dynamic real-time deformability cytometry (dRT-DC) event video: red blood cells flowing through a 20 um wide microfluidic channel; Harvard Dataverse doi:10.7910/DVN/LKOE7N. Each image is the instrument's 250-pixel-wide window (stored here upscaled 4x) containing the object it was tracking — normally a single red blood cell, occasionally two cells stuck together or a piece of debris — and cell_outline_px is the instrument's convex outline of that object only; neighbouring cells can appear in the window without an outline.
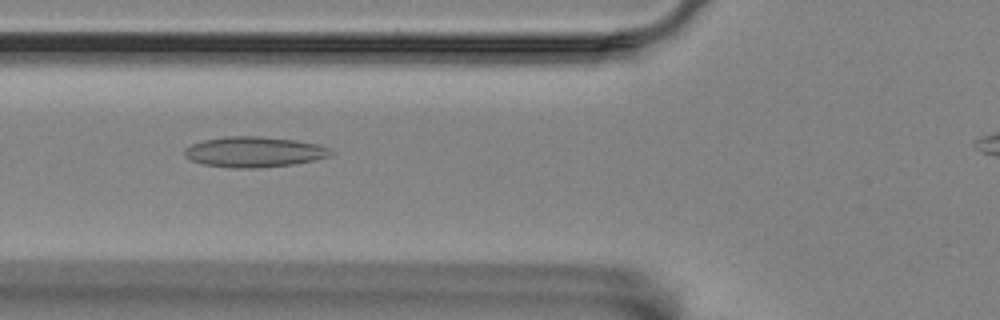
{"species": "Egyptian fruit bat (a non-hibernating species)", "species_latin": "Rousettus aegyptiacus", "temperature_condition": "room temperature", "stored_images_in_passage": 43, "camera_frame_rate_fps": 3000, "um_per_image_px": 0.085, "animal": {"sex": "female"}, "frame": {"image": 1, "passage_image": 12, "time_ms": 3.667, "image_size_px": [1000, 320], "cell_outline_px": [[332, 152], [328, 156], [312, 160], [292, 164], [252, 168], [236, 168], [204, 164], [192, 160], [184, 156], [184, 148], [192, 144], [204, 140], [224, 136], [260, 136], [296, 140], [316, 144], [328, 148]], "centroid_in_image_um": [21.55, 12.9], "position_along_channel_um": 104.3, "area_um2": 25.61}}
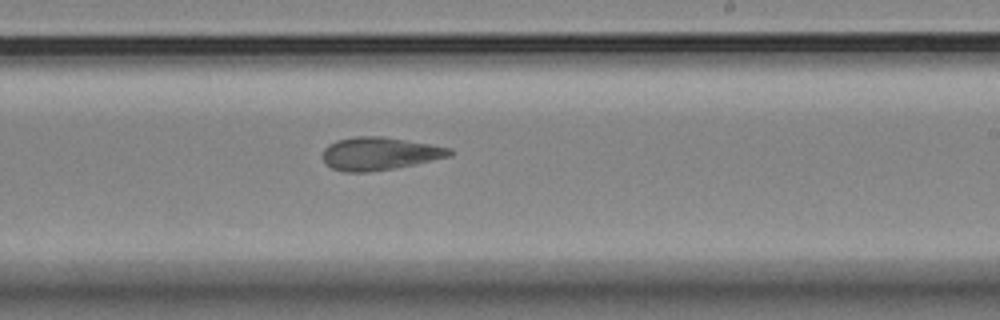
{"frame": {"image": 2, "passage_image": 25, "time_ms": 8.0, "image_size_px": [1000, 320], "cell_outline_px": [[452, 156], [392, 168], [368, 172], [348, 172], [332, 168], [324, 160], [324, 148], [328, 144], [336, 140], [352, 136], [380, 136], [452, 148]], "centroid_in_image_um": [32.24, 13.04], "position_along_channel_um": 256.8, "area_um2": 23.93}}
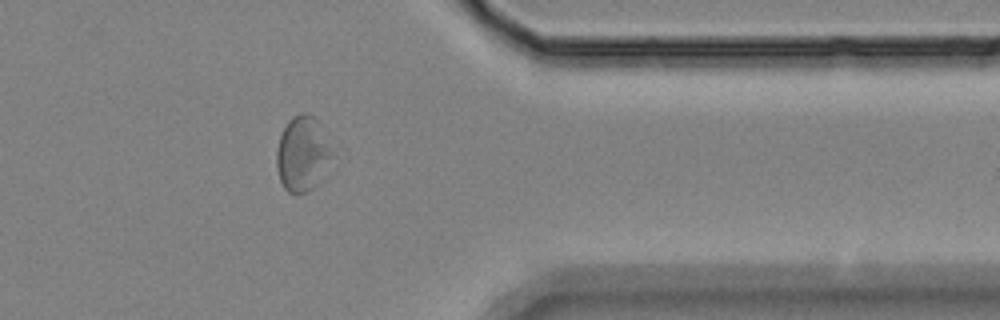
{"frame": {"image": 3, "passage_image": 37, "time_ms": 12.0, "image_size_px": [1000, 320], "cell_outline_px": [[336, 156], [316, 184], [308, 192], [296, 196], [288, 192], [284, 188], [280, 180], [276, 168], [276, 152], [280, 136], [288, 120], [292, 116], [300, 112], [308, 112], [316, 120]], "centroid_in_image_um": [25.71, 13.1], "position_along_channel_um": 385.7, "area_um2": 24.62}, "authors_computed_cell_mechanics": {"area_um2": 24.4494, "velocity_mm_per_s": 3.5168, "shape_relaxation_time_tau1_ms": null, "shape_relaxation_time_tau2_ms": 3.115, "deformation_change_tau1": null, "deformation_change_tau2": 0.103}}